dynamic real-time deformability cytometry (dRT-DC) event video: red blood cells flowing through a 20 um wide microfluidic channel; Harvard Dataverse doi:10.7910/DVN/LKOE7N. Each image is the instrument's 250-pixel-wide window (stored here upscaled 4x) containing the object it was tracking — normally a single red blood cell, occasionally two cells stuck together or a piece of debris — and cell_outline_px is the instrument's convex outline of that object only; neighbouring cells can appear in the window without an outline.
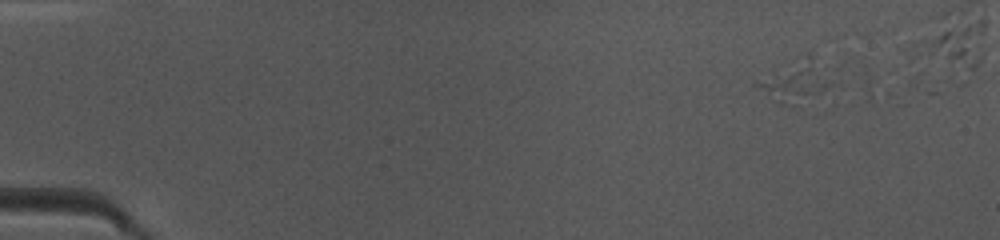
{"species": "common noctule bat (a hibernating species)", "species_latin": "Nyctalus noctula", "temperature_condition": "warm", "stored_images_in_passage": 2, "camera_frame_rate_fps": 3000, "um_per_image_px": 0.085, "animal": {"sex": "female", "body_mass_g": 10.0, "forearm_length_mm": 53.1}, "frame": {"image": 1, "passage_image": 1, "time_ms": 0.0, "image_size_px": [1000, 240], "cell_outline_px": [[840, 84], [792, 104], [784, 104], [752, 84], [752, 80], [808, 52], [812, 52], [840, 64]], "centroid_in_image_um": [68.0, 6.67], "position_along_channel_um": 17.0, "area_um2": 20.4}}